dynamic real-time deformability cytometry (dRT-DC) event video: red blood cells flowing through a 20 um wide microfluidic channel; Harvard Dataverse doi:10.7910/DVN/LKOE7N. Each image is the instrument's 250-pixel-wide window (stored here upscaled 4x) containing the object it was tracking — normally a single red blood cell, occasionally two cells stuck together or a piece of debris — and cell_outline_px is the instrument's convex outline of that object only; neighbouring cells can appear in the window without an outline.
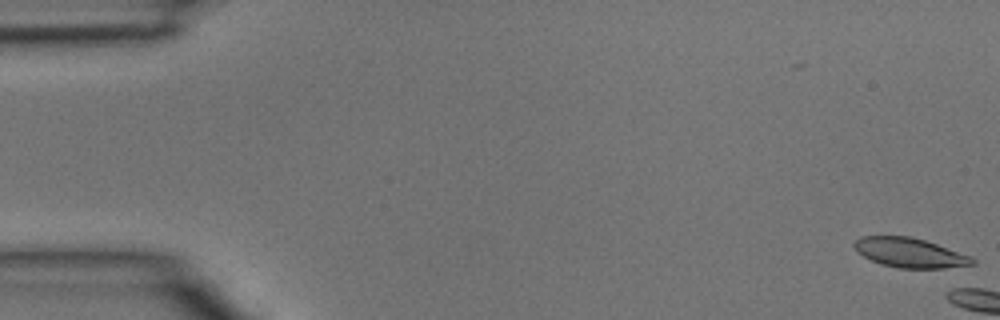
{"species": "common noctule bat (a hibernating species)", "species_latin": "Nyctalus noctula", "temperature_condition": "room temperature", "stored_images_in_passage": 4, "camera_frame_rate_fps": 3000, "um_per_image_px": 0.085, "animal": {"sex": "male", "body_mass_g": 15.6}, "frame": {"image": 1, "passage_image": 1, "time_ms": 0.0, "image_size_px": [1000, 320], "cell_outline_px": [[976, 264], [944, 268], [900, 268], [880, 264], [864, 256], [852, 244], [860, 236], [912, 236], [972, 256], [976, 260]], "centroid_in_image_um": [77.37, 21.48], "position_along_channel_um": 7.6, "area_um2": 20.23}}